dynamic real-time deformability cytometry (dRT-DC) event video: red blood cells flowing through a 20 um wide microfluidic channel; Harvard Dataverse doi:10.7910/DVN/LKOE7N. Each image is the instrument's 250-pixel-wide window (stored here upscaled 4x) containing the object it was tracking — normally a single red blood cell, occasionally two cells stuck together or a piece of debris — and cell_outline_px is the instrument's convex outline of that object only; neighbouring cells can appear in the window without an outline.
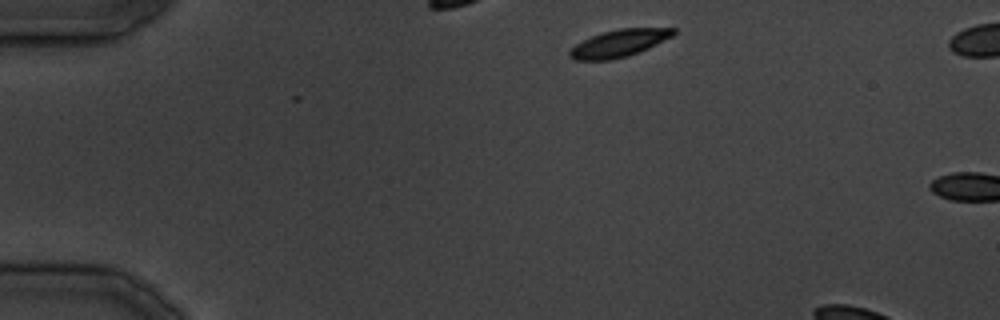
{"species": "common noctule bat (a hibernating species)", "species_latin": "Nyctalus noctula", "temperature_condition": "cold", "stored_images_in_passage": 3, "camera_frame_rate_fps": 3000, "um_per_image_px": 0.085, "animal": {"sex": "male", "body_mass_g": 19.5, "forearm_length_mm": 54.6}, "frame": {"image": 1, "passage_image": 1, "time_ms": 0.0, "image_size_px": [1000, 320], "cell_outline_px": [[676, 32], [672, 36], [648, 48], [628, 56], [612, 60], [576, 60], [568, 56], [568, 52], [576, 44], [592, 36], [604, 32], [620, 28], [676, 28]], "centroid_in_image_um": [52.62, 3.68], "position_along_channel_um": 32.4, "area_um2": 16.3}}